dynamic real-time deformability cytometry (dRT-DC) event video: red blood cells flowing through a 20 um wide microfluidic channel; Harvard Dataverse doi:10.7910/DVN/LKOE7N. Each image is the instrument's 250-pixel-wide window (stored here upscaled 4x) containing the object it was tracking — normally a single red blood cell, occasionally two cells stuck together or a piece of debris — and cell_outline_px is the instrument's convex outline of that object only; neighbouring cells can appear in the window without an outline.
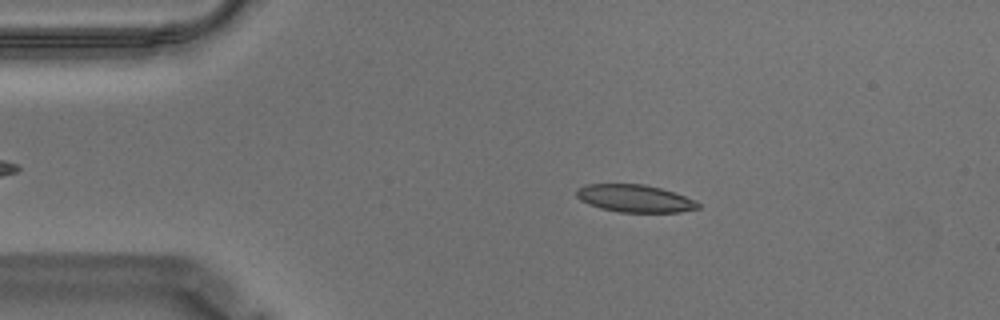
{"species": "Egyptian fruit bat (a non-hibernating species)", "species_latin": "Rousettus aegyptiacus", "temperature_condition": "warm", "stored_images_in_passage": 48, "camera_frame_rate_fps": 3000, "um_per_image_px": 0.085, "animal": {"sex": "male"}, "frame": {"image": 1, "passage_image": 10, "time_ms": 3.0, "image_size_px": [1000, 320], "cell_outline_px": [[700, 208], [680, 212], [620, 212], [600, 208], [588, 204], [580, 200], [576, 196], [576, 188], [584, 184], [644, 184], [660, 188], [696, 200], [700, 204]], "centroid_in_image_um": [53.93, 16.86], "position_along_channel_um": 31.1, "area_um2": 19.54}}
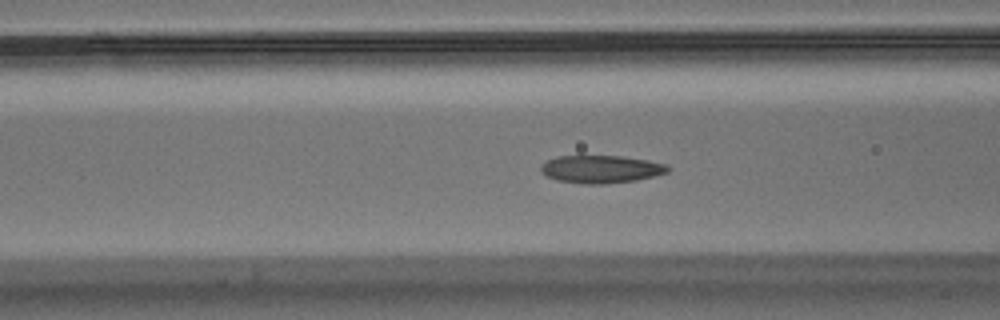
{"frame": {"image": 2, "passage_image": 21, "time_ms": 6.667, "image_size_px": [1000, 320], "cell_outline_px": [[672, 168], [668, 172], [636, 180], [604, 184], [584, 184], [556, 180], [540, 172], [540, 164], [556, 156], [620, 156], [648, 160], [668, 164]], "centroid_in_image_um": [51.08, 14.37], "position_along_channel_um": 115.5, "area_um2": 20.63}}
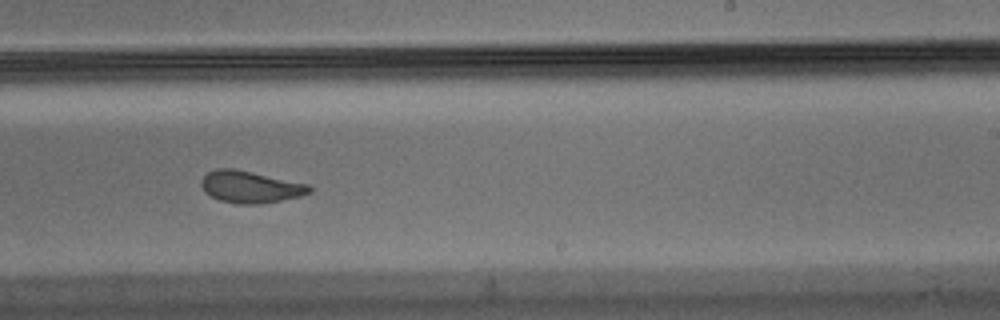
{"frame": {"image": 3, "passage_image": 34, "time_ms": 11.0, "image_size_px": [1000, 320], "cell_outline_px": [[312, 192], [300, 196], [260, 204], [240, 204], [220, 200], [204, 192], [200, 184], [200, 180], [208, 172], [216, 168], [236, 168], [308, 184], [312, 188]], "centroid_in_image_um": [21.26, 15.87], "position_along_channel_um": 267.7, "area_um2": 20.17}, "authors_computed_cell_mechanics": {"area_um2": 20.0855, "velocity_mm_per_s": 3.511, "shape_relaxation_time_tau1_ms": 11.1065, "shape_relaxation_time_tau2_ms": 1.1477, "deformation_change_tau1": 0.2568, "deformation_change_tau2": 0.0694}}